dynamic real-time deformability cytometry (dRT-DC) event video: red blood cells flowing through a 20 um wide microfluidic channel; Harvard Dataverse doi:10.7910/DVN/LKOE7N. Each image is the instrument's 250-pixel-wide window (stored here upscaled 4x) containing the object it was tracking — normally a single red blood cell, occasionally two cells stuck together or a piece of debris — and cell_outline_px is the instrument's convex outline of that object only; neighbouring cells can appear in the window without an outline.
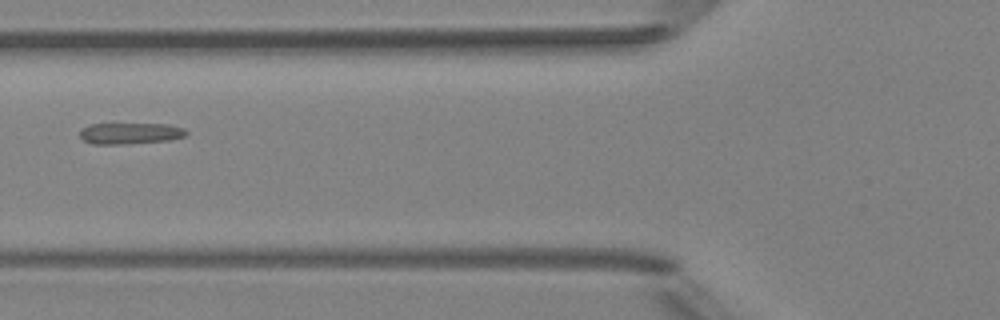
{"species": "Egyptian fruit bat (a non-hibernating species)", "species_latin": "Rousettus aegyptiacus", "temperature_condition": "room temperature", "stored_images_in_passage": 8, "camera_frame_rate_fps": 3000, "um_per_image_px": 0.085, "animal": {"sex": "female"}, "frame": {"image": 1, "passage_image": 7, "time_ms": 7.667, "image_size_px": [1000, 320], "cell_outline_px": [[188, 132], [184, 136], [168, 140], [120, 144], [92, 144], [84, 140], [80, 136], [80, 132], [84, 128], [92, 124], [168, 124], [184, 128]], "centroid_in_image_um": [11.08, 11.33], "position_along_channel_um": 114.7, "area_um2": 12.95}}
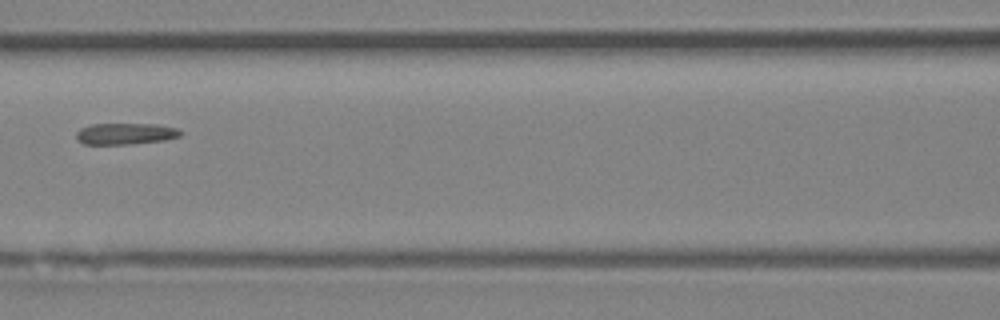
{"frame": {"image": 2, "passage_image": 8, "time_ms": 8.667, "image_size_px": [1000, 320], "cell_outline_px": [[184, 132], [180, 136], [164, 140], [128, 144], [84, 144], [76, 140], [76, 132], [80, 128], [92, 124], [156, 124], [176, 128]], "centroid_in_image_um": [10.64, 11.36], "position_along_channel_um": 156.0, "area_um2": 13.01}}